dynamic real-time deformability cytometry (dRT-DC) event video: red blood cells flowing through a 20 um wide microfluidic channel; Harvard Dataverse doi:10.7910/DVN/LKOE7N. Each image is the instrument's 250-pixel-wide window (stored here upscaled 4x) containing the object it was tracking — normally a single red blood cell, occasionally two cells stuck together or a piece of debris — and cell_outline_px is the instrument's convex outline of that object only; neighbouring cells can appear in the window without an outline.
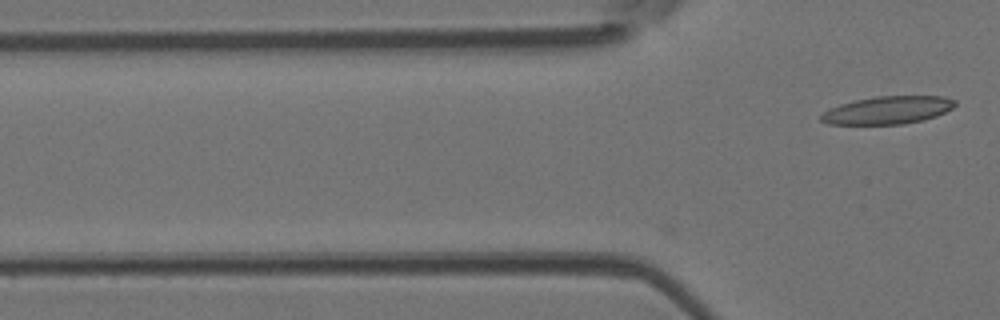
{"species": "Egyptian fruit bat (a non-hibernating species)", "species_latin": "Rousettus aegyptiacus", "temperature_condition": "room temperature", "stored_images_in_passage": 4, "camera_frame_rate_fps": 3000, "um_per_image_px": 0.085, "animal": {"sex": "female"}, "frame": {"image": 1, "passage_image": 4, "time_ms": 1.0, "image_size_px": [1000, 320], "cell_outline_px": [[956, 104], [952, 108], [936, 116], [924, 120], [904, 124], [828, 124], [820, 120], [820, 116], [824, 112], [840, 104], [856, 100], [876, 96], [944, 96], [956, 100]], "centroid_in_image_um": [75.49, 9.36], "position_along_channel_um": 50.3, "area_um2": 21.62}}